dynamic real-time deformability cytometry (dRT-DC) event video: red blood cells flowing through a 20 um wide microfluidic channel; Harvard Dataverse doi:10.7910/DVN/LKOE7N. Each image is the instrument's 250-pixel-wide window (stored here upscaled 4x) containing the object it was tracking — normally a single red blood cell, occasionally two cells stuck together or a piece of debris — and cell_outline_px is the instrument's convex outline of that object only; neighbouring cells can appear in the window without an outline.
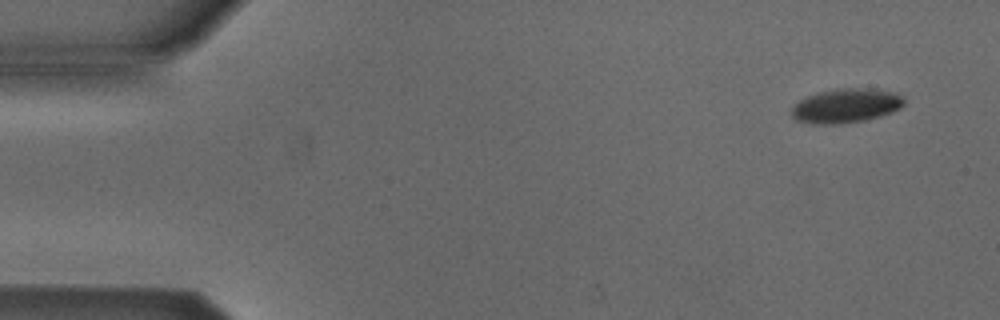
{"species": "Egyptian fruit bat (a non-hibernating species)", "species_latin": "Rousettus aegyptiacus", "temperature_condition": "cold", "stored_images_in_passage": 52, "camera_frame_rate_fps": 3000, "um_per_image_px": 0.085, "animal": {"sex": "male"}, "frame": {"image": 1, "passage_image": 3, "time_ms": 0.667, "image_size_px": [1000, 320], "cell_outline_px": [[904, 104], [900, 108], [892, 112], [880, 116], [864, 120], [840, 124], [812, 124], [796, 120], [792, 116], [792, 108], [800, 100], [808, 96], [820, 92], [892, 92], [900, 96], [904, 100]], "centroid_in_image_um": [71.85, 9.09], "position_along_channel_um": 13.2, "area_um2": 20.75}}
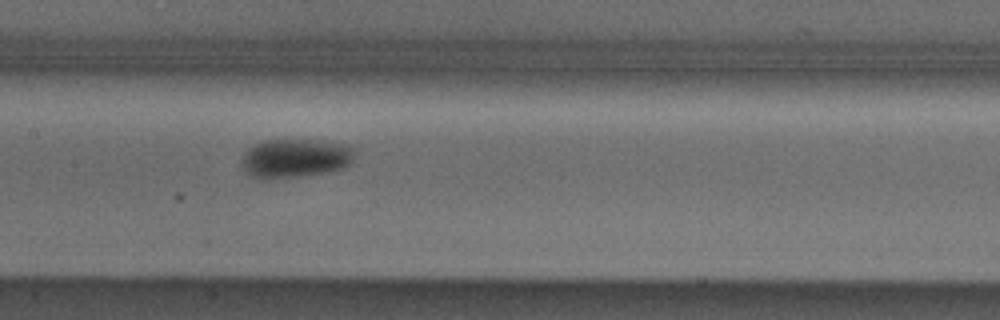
{"frame": {"image": 2, "passage_image": 25, "time_ms": 8.0, "image_size_px": [1000, 320], "cell_outline_px": [[356, 156], [348, 164], [340, 168], [324, 172], [292, 176], [252, 176], [244, 172], [240, 168], [240, 160], [244, 152], [248, 148], [264, 140], [316, 140], [348, 144], [356, 148]], "centroid_in_image_um": [25.1, 13.39], "position_along_channel_um": 182.3, "area_um2": 25.2}}
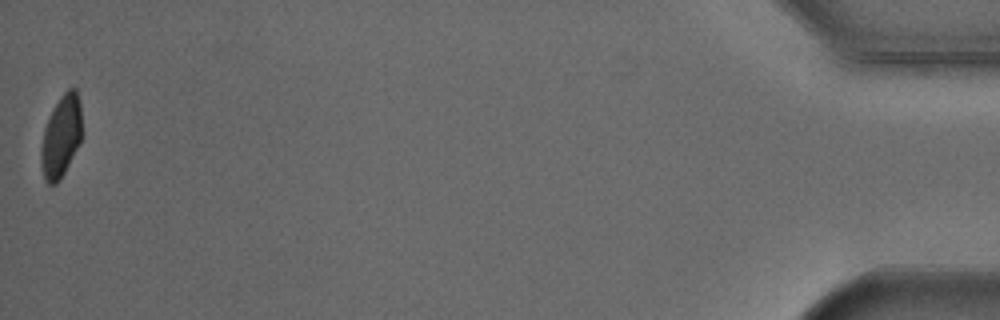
{"frame": {"image": 3, "passage_image": 52, "time_ms": 17.0, "image_size_px": [1000, 320], "cell_outline_px": [[80, 140], [60, 180], [56, 184], [48, 184], [44, 176], [40, 164], [40, 148], [44, 128], [60, 96], [68, 88], [76, 88], [80, 100]], "centroid_in_image_um": [5.16, 11.59], "position_along_channel_um": 430.0, "area_um2": 19.07}}